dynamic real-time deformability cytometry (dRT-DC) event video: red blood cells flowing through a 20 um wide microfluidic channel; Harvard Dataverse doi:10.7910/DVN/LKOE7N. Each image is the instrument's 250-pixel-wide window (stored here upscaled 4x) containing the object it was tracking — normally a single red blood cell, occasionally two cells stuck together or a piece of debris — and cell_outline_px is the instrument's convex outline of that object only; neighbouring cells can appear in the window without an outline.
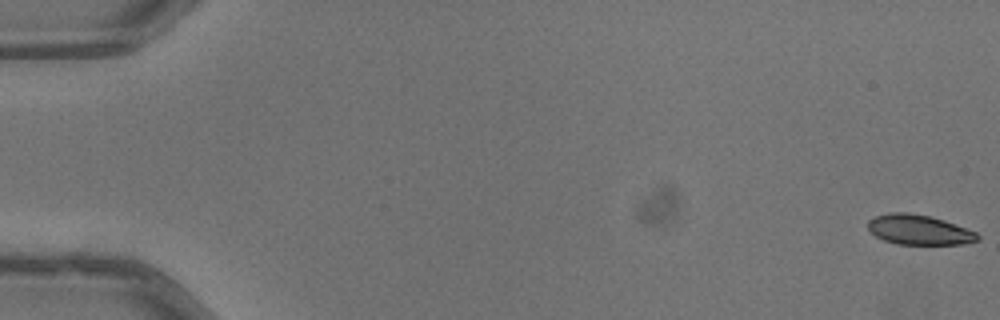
{"species": "common noctule bat (a hibernating species)", "species_latin": "Nyctalus noctula", "temperature_condition": "warm", "stored_images_in_passage": 16, "camera_frame_rate_fps": 3000, "um_per_image_px": 0.085, "animal": {"sex": "male", "body_mass_g": 13.3}, "frame": {"image": 1, "passage_image": 1, "time_ms": 0.0, "image_size_px": [1000, 320], "cell_outline_px": [[980, 240], [960, 244], [900, 244], [884, 240], [876, 236], [868, 228], [868, 220], [876, 216], [888, 212], [908, 212], [928, 216], [944, 220], [976, 232], [980, 236]], "centroid_in_image_um": [78.11, 19.52], "position_along_channel_um": 6.9, "area_um2": 18.96}}
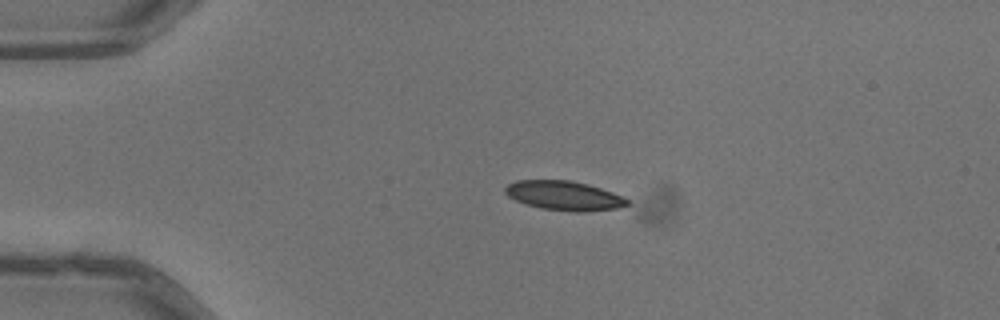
{"frame": {"image": 2, "passage_image": 13, "time_ms": 4.0, "image_size_px": [1000, 320], "cell_outline_px": [[628, 204], [616, 208], [584, 212], [576, 212], [540, 208], [516, 200], [508, 196], [504, 192], [504, 188], [508, 184], [516, 180], [572, 180], [588, 184], [624, 196], [628, 200]], "centroid_in_image_um": [47.94, 16.62], "position_along_channel_um": 37.1, "area_um2": 20.81}}